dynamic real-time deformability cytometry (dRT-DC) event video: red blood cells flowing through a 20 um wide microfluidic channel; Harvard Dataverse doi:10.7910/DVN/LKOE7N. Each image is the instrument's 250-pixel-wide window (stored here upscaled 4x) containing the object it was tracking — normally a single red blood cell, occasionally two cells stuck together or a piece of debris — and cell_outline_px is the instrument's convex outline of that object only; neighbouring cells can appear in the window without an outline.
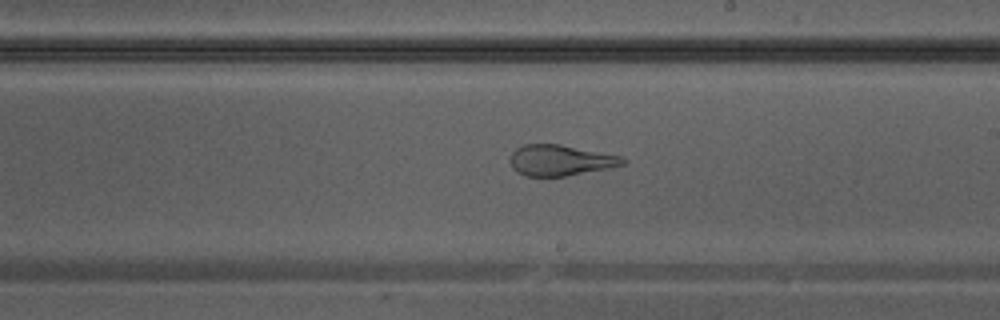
{"species": "Egyptian fruit bat (a non-hibernating species)", "species_latin": "Rousettus aegyptiacus", "temperature_condition": "warm", "stored_images_in_passage": 31, "camera_frame_rate_fps": 3000, "um_per_image_px": 0.085, "animal": {"sex": "male"}, "frame": {"image": 1, "passage_image": 14, "time_ms": 4.333, "image_size_px": [1000, 320], "cell_outline_px": [[628, 160], [624, 164], [608, 168], [564, 176], [524, 176], [516, 172], [512, 168], [508, 160], [512, 152], [516, 148], [524, 144], [560, 144], [620, 156]], "centroid_in_image_um": [47.57, 13.62], "position_along_channel_um": 241.4, "area_um2": 20.23}}
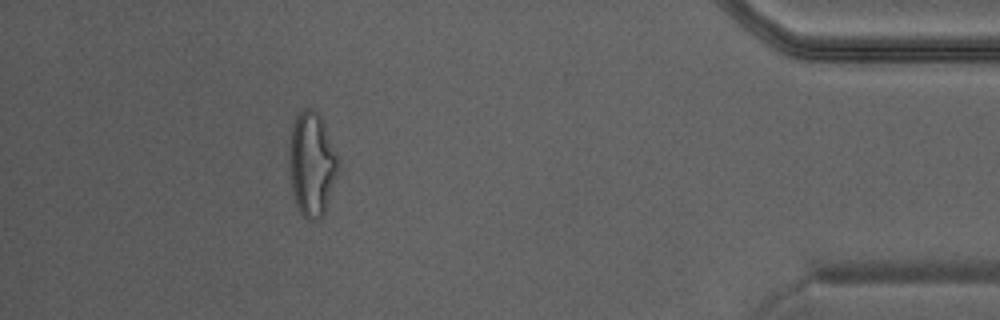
{"frame": {"image": 2, "passage_image": 27, "time_ms": 8.667, "image_size_px": [1000, 320], "cell_outline_px": [[340, 168], [324, 212], [320, 220], [308, 220], [300, 212], [296, 204], [292, 192], [288, 160], [288, 148], [292, 124], [296, 112], [304, 108], [316, 108], [320, 116], [340, 160]], "centroid_in_image_um": [26.49, 13.9], "position_along_channel_um": 408.7, "area_um2": 30.35}}